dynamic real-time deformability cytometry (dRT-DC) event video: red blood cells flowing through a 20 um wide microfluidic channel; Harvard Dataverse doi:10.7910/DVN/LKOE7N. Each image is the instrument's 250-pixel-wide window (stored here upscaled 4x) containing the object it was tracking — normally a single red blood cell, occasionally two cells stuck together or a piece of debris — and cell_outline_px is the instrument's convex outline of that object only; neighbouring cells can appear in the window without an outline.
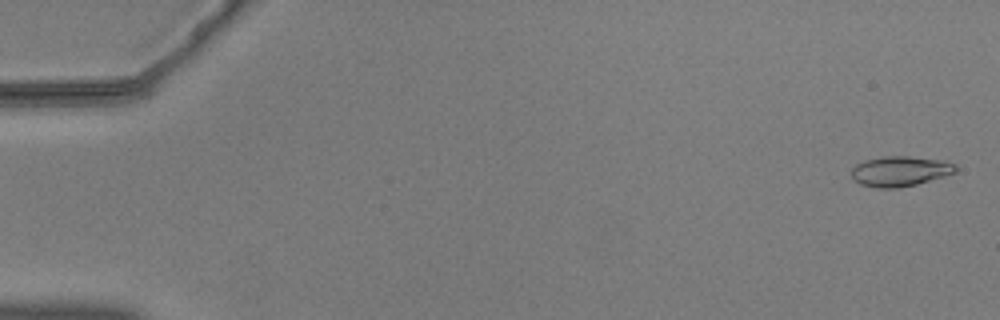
{"species": "common noctule bat (a hibernating species)", "species_latin": "Nyctalus noctula", "temperature_condition": "warm", "stored_images_in_passage": 54, "camera_frame_rate_fps": 3000, "um_per_image_px": 0.085, "animal": {"sex": "male", "body_mass_g": 20.5, "forearm_length_mm": 52.5}, "frame": {"image": 1, "passage_image": 2, "time_ms": 0.333, "image_size_px": [1000, 320], "cell_outline_px": [[956, 172], [944, 176], [916, 184], [896, 188], [876, 188], [860, 184], [852, 180], [852, 168], [856, 164], [864, 160], [884, 156], [908, 156], [940, 160], [956, 164]], "centroid_in_image_um": [76.46, 14.55], "position_along_channel_um": 8.5, "area_um2": 18.26}}
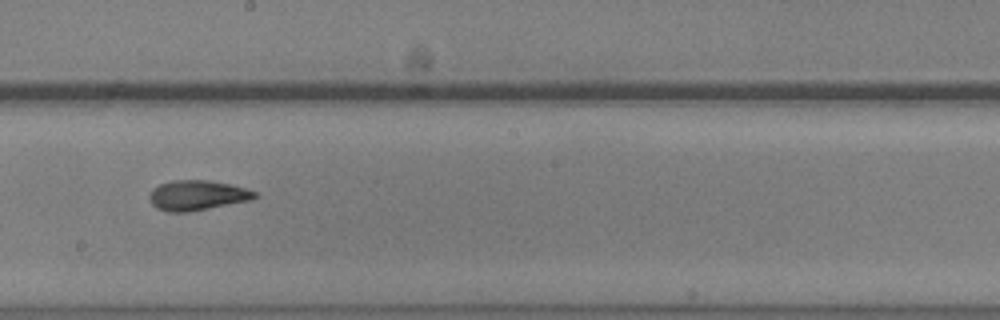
{"frame": {"image": 2, "passage_image": 33, "time_ms": 10.667, "image_size_px": [1000, 320], "cell_outline_px": [[256, 196], [252, 200], [188, 212], [168, 212], [156, 208], [152, 204], [148, 196], [152, 188], [160, 184], [176, 180], [208, 180], [232, 184], [256, 192]], "centroid_in_image_um": [16.74, 16.6], "position_along_channel_um": 231.5, "area_um2": 18.44}}
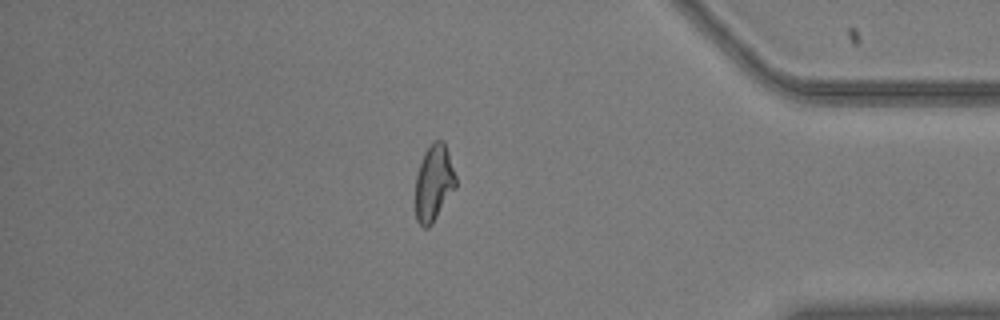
{"frame": {"image": 3, "passage_image": 49, "time_ms": 16.0, "image_size_px": [1000, 320], "cell_outline_px": [[456, 188], [432, 224], [428, 228], [424, 228], [416, 220], [416, 176], [424, 152], [432, 140], [444, 140], [456, 176]], "centroid_in_image_um": [36.88, 15.54], "position_along_channel_um": 398.3, "area_um2": 18.03}, "authors_computed_cell_mechanics": {"area_um2": 17.918, "velocity_mm_per_s": 3.661, "shape_relaxation_time_tau1_ms": 4.7971, "shape_relaxation_time_tau2_ms": 3.3113, "deformation_change_tau1": 0.1722, "deformation_change_tau2": 0.1125}}